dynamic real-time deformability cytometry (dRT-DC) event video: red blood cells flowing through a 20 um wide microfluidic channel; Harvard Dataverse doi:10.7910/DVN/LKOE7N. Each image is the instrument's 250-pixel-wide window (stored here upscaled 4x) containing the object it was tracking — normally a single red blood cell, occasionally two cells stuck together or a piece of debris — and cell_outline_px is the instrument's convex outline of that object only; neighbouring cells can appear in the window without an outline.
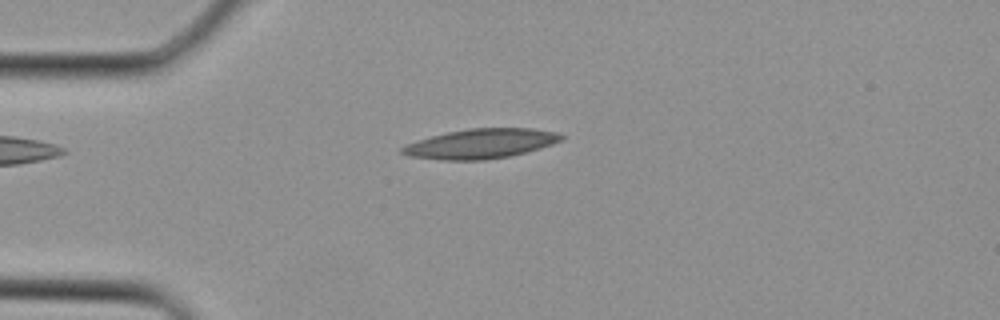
{"species": "Egyptian fruit bat (a non-hibernating species)", "species_latin": "Rousettus aegyptiacus", "temperature_condition": "cold", "stored_images_in_passage": 1, "camera_frame_rate_fps": 3000, "um_per_image_px": 0.085, "animal": {"sex": "female"}, "frame": {"image": 1, "passage_image": 1, "time_ms": 0.0, "image_size_px": [1000, 320], "cell_outline_px": [[564, 136], [560, 140], [552, 144], [540, 148], [508, 156], [484, 160], [444, 160], [408, 156], [400, 152], [400, 148], [408, 144], [432, 136], [448, 132], [468, 128], [532, 128], [556, 132]], "centroid_in_image_um": [40.86, 12.21], "position_along_channel_um": 44.1, "area_um2": 27.17}}